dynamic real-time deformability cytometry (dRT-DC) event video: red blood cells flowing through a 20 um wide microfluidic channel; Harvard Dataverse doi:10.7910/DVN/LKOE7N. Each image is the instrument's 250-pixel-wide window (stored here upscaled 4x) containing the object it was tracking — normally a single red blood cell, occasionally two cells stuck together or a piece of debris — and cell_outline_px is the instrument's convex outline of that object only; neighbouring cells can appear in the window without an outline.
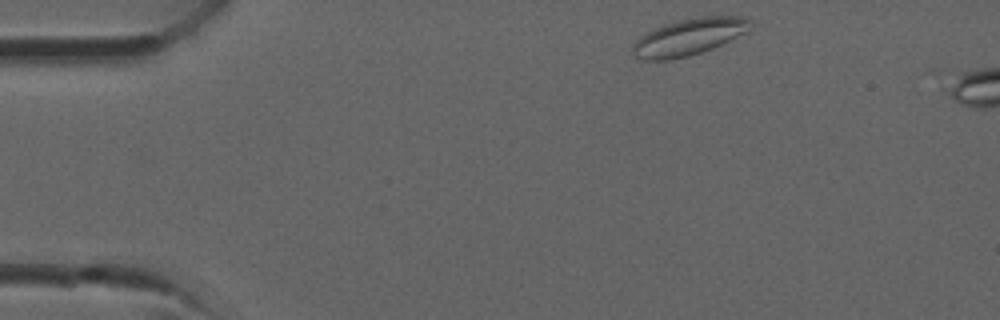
{"species": "common noctule bat (a hibernating species)", "species_latin": "Nyctalus noctula", "temperature_condition": "room temperature", "stored_images_in_passage": 4, "camera_frame_rate_fps": 3000, "um_per_image_px": 0.085, "animal": {"sex": "male", "forearm_length_mm": 52.5}, "frame": {"image": 1, "passage_image": 1, "time_ms": 0.0, "image_size_px": [1000, 320], "cell_outline_px": [[752, 20], [748, 32], [712, 48], [688, 56], [668, 60], [644, 60], [632, 56], [632, 44], [640, 36], [664, 24], [680, 20], [700, 16], [740, 16]], "centroid_in_image_um": [58.54, 3.14], "position_along_channel_um": 26.5, "area_um2": 25.14}}